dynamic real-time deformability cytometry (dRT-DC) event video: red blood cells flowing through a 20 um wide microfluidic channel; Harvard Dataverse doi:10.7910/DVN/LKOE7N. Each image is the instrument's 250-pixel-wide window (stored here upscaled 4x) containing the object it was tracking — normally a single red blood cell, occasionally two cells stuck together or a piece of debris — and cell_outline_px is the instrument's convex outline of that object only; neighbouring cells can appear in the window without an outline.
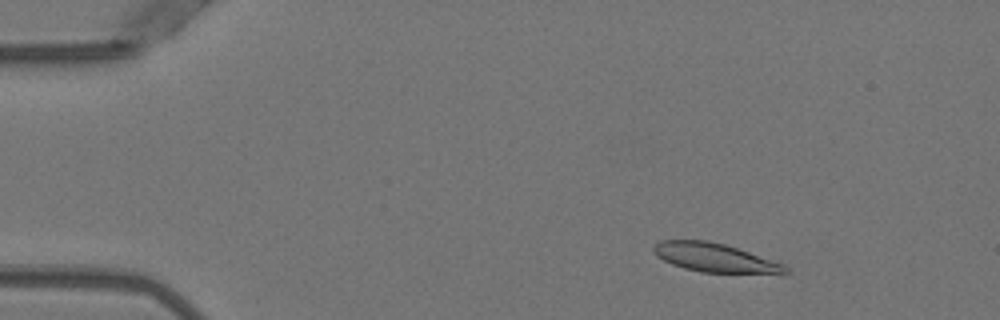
{"species": "Egyptian fruit bat (a non-hibernating species)", "species_latin": "Rousettus aegyptiacus", "temperature_condition": "warm", "stored_images_in_passage": 50, "camera_frame_rate_fps": 3000, "um_per_image_px": 0.085, "animal": {"sex": "female"}, "frame": {"image": 1, "passage_image": 6, "time_ms": 1.667, "image_size_px": [1000, 320], "cell_outline_px": [[792, 272], [700, 272], [684, 268], [672, 264], [656, 256], [652, 248], [660, 240], [708, 240], [724, 244], [784, 264]], "centroid_in_image_um": [60.67, 21.88], "position_along_channel_um": 24.3, "area_um2": 21.5}}
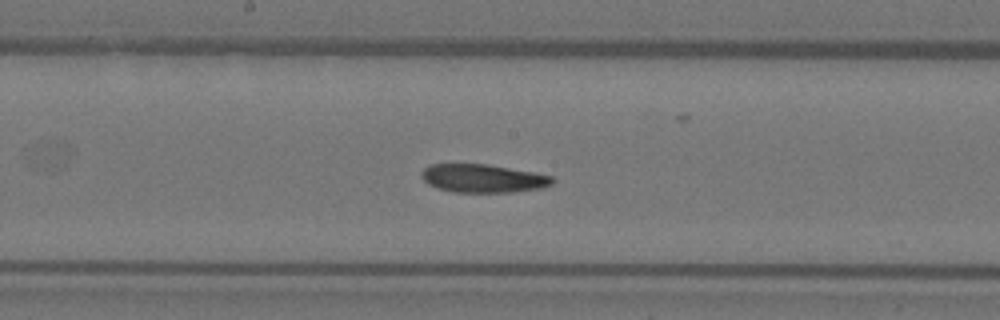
{"frame": {"image": 2, "passage_image": 26, "time_ms": 8.333, "image_size_px": [1000, 320], "cell_outline_px": [[556, 180], [552, 184], [544, 188], [512, 192], [452, 192], [436, 188], [428, 184], [420, 176], [420, 172], [428, 164], [488, 164], [536, 172], [552, 176]], "centroid_in_image_um": [41.06, 15.16], "position_along_channel_um": 207.1, "area_um2": 21.96}}
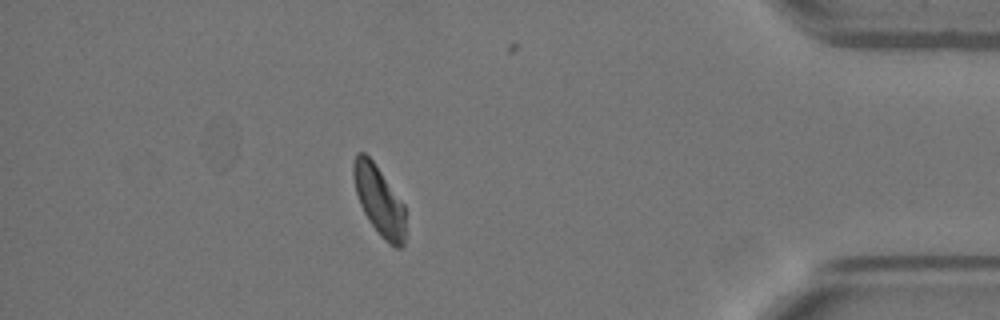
{"frame": {"image": 3, "passage_image": 44, "time_ms": 14.333, "image_size_px": [1000, 320], "cell_outline_px": [[404, 244], [400, 248], [396, 248], [388, 244], [380, 236], [364, 212], [360, 204], [356, 192], [352, 176], [352, 164], [356, 152], [364, 152], [372, 160], [404, 204]], "centroid_in_image_um": [32.2, 17.03], "position_along_channel_um": 403.0, "area_um2": 20.87}, "authors_computed_cell_mechanics": {"area_um2": 22.2819, "velocity_mm_per_s": 3.9517, "shape_relaxation_time_tau1_ms": 9.2834, "shape_relaxation_time_tau2_ms": 4.4262, "deformation_change_tau1": 0.2424, "deformation_change_tau2": 0.1097}}